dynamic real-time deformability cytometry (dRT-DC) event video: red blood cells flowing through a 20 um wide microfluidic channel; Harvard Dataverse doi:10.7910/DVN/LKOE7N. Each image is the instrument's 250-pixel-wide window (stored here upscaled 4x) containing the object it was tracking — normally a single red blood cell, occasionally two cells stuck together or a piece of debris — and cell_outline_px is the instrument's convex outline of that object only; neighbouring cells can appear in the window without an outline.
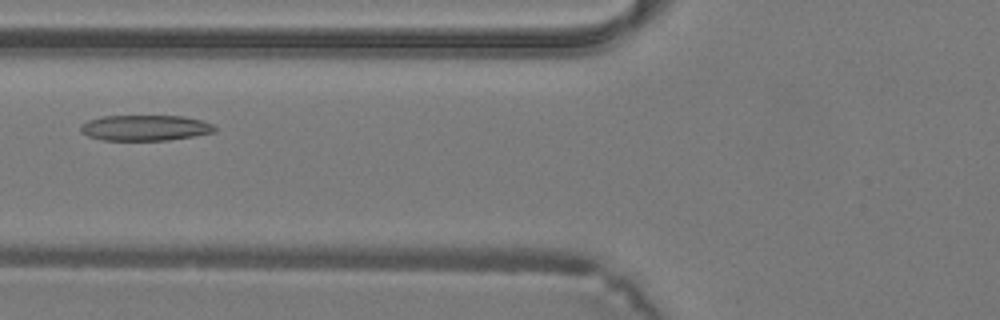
{"species": "common noctule bat (a hibernating species)", "species_latin": "Nyctalus noctula", "temperature_condition": "warm", "stored_images_in_passage": 11, "camera_frame_rate_fps": 3000, "um_per_image_px": 0.085, "animal": {"sex": "male", "body_mass_g": 19.2, "forearm_length_mm": 51.8}, "frame": {"image": 1, "passage_image": 7, "time_ms": 2.0, "image_size_px": [1000, 320], "cell_outline_px": [[216, 132], [168, 140], [104, 140], [88, 136], [80, 132], [80, 124], [88, 120], [100, 116], [140, 112], [184, 116], [200, 120], [212, 124], [216, 128]], "centroid_in_image_um": [12.29, 10.8], "position_along_channel_um": 113.5, "area_um2": 21.27}}